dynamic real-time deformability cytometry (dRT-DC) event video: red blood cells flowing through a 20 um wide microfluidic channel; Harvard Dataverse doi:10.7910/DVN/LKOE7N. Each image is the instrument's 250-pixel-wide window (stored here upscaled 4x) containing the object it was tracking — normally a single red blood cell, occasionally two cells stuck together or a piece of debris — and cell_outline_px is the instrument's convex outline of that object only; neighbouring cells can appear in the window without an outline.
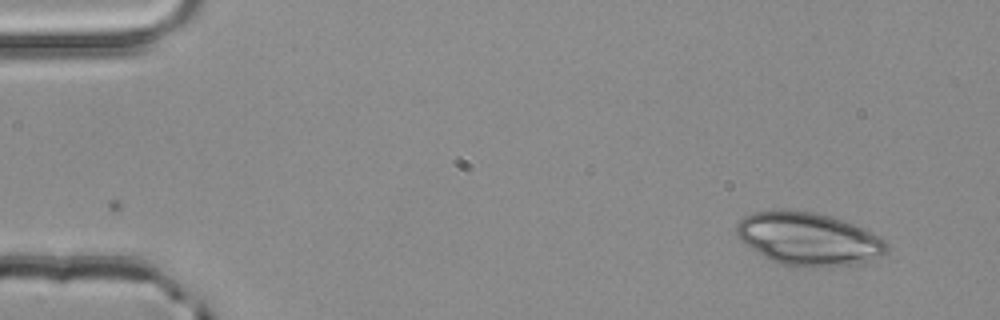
{"species": "common noctule bat (a hibernating species)", "species_latin": "Nyctalus noctula", "temperature_condition": "room temperature", "stored_images_in_passage": 2, "camera_frame_rate_fps": 3000, "um_per_image_px": 0.085, "animal": {"sex": "male", "body_mass_g": 20.4}, "frame": {"image": 1, "passage_image": 1, "time_ms": 0.0, "image_size_px": [1000, 320], "cell_outline_px": [[888, 252], [880, 256], [868, 260], [852, 264], [812, 268], [804, 268], [780, 264], [764, 256], [740, 240], [736, 232], [736, 224], [744, 216], [752, 212], [812, 212], [828, 216], [852, 224], [884, 240], [888, 244]], "centroid_in_image_um": [68.7, 20.35], "position_along_channel_um": 16.3, "area_um2": 45.2}}